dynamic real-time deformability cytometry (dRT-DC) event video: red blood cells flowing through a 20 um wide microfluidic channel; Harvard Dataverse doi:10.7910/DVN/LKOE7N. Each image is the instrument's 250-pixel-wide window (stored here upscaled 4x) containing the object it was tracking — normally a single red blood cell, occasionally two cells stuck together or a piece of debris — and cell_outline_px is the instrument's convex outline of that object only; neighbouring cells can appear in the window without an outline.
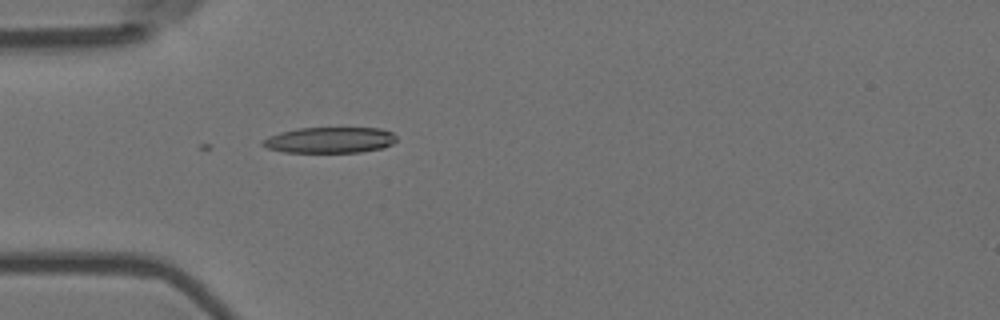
{"species": "Egyptian fruit bat (a non-hibernating species)", "species_latin": "Rousettus aegyptiacus", "temperature_condition": "room temperature", "stored_images_in_passage": 5, "camera_frame_rate_fps": 3000, "um_per_image_px": 0.085, "animal": {"sex": "female"}, "frame": {"image": 1, "passage_image": 5, "time_ms": 1.333, "image_size_px": [1000, 320], "cell_outline_px": [[396, 140], [392, 144], [380, 148], [360, 152], [284, 152], [268, 148], [260, 144], [268, 136], [280, 132], [300, 128], [380, 128], [392, 132], [396, 136]], "centroid_in_image_um": [28.03, 11.9], "position_along_channel_um": 57.0, "area_um2": 20.06}}